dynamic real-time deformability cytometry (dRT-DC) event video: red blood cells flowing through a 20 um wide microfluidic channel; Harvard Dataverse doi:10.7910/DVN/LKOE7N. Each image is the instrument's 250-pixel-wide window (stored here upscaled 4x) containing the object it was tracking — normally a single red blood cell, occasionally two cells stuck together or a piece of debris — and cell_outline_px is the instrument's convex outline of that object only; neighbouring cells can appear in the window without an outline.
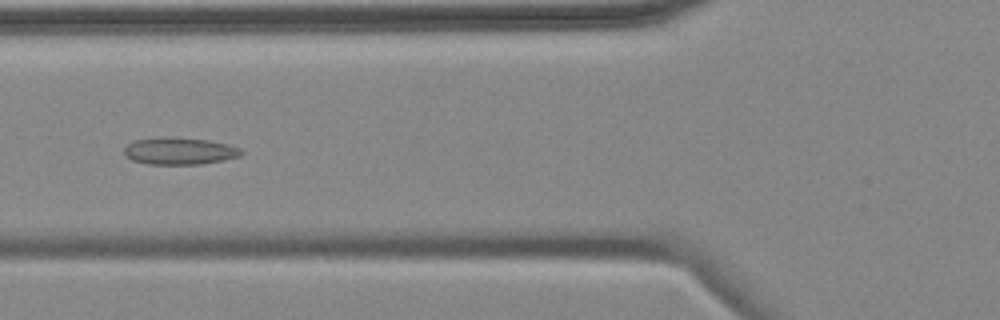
{"species": "common noctule bat (a hibernating species)", "species_latin": "Nyctalus noctula", "temperature_condition": "cold", "stored_images_in_passage": 10, "camera_frame_rate_fps": 3000, "um_per_image_px": 0.085, "animal": {"sex": "female", "body_mass_g": 18.4}, "frame": {"image": 1, "passage_image": 5, "time_ms": 5.667, "image_size_px": [1000, 320], "cell_outline_px": [[244, 152], [240, 156], [224, 160], [200, 164], [148, 164], [132, 160], [124, 152], [124, 148], [128, 144], [136, 140], [208, 140], [228, 144], [240, 148]], "centroid_in_image_um": [15.33, 12.89], "position_along_channel_um": 110.5, "area_um2": 17.4}}
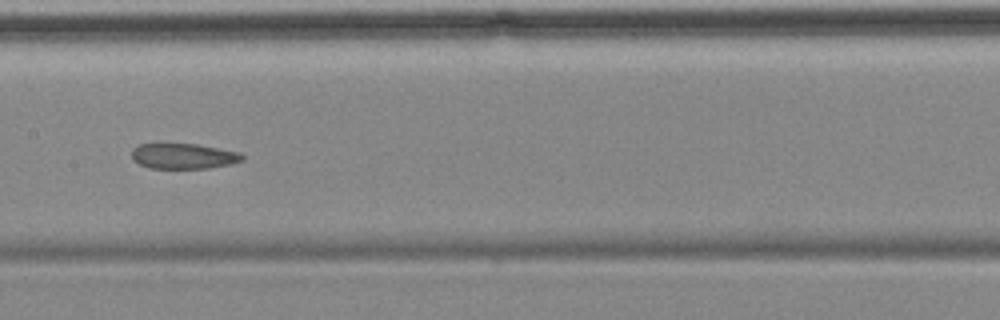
{"frame": {"image": 2, "passage_image": 7, "time_ms": 8.0, "image_size_px": [1000, 320], "cell_outline_px": [[244, 160], [232, 164], [208, 168], [148, 168], [132, 160], [132, 148], [140, 144], [196, 144], [240, 152], [244, 156]], "centroid_in_image_um": [15.61, 13.27], "position_along_channel_um": 191.8, "area_um2": 16.42}}
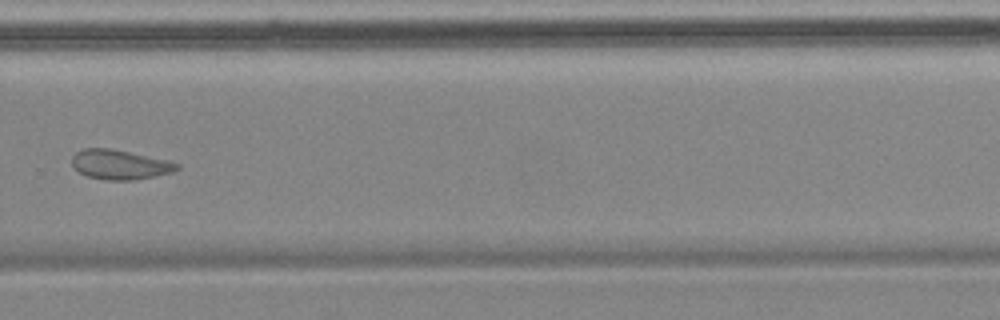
{"frame": {"image": 3, "passage_image": 10, "time_ms": 11.667, "image_size_px": [1000, 320], "cell_outline_px": [[180, 168], [172, 172], [132, 180], [104, 180], [88, 176], [80, 172], [72, 164], [72, 156], [80, 148], [112, 148], [168, 160], [180, 164]], "centroid_in_image_um": [10.18, 13.97], "position_along_channel_um": 319.6, "area_um2": 18.09}}